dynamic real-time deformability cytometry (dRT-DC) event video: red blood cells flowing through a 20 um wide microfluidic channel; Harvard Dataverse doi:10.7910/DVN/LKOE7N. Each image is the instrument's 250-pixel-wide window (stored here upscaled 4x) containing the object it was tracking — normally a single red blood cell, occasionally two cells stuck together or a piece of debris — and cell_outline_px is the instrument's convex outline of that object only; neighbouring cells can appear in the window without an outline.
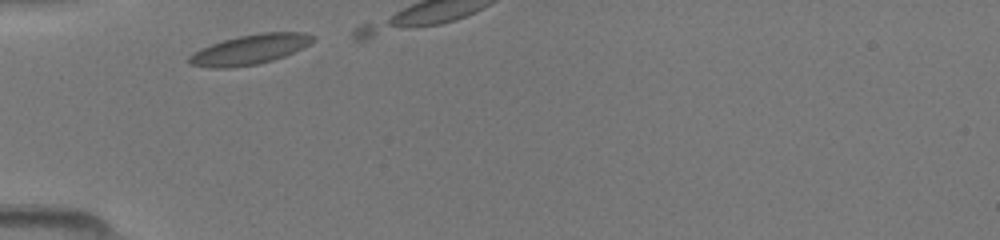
{"species": "common noctule bat (a hibernating species)", "species_latin": "Nyctalus noctula", "temperature_condition": "room temperature", "stored_images_in_passage": 4, "camera_frame_rate_fps": 3000, "um_per_image_px": 0.085, "animal": {"sex": "female", "body_mass_g": 19.5, "forearm_length_mm": 54.1}, "frame": {"image": 1, "passage_image": 1, "time_ms": 0.0, "image_size_px": [1000, 240], "cell_outline_px": [[316, 40], [284, 56], [272, 60], [256, 64], [228, 68], [212, 68], [192, 64], [188, 60], [188, 56], [200, 48], [224, 40], [240, 36], [260, 32], [304, 32], [312, 36]], "centroid_in_image_um": [21.22, 4.2], "position_along_channel_um": 63.8, "area_um2": 21.15}}